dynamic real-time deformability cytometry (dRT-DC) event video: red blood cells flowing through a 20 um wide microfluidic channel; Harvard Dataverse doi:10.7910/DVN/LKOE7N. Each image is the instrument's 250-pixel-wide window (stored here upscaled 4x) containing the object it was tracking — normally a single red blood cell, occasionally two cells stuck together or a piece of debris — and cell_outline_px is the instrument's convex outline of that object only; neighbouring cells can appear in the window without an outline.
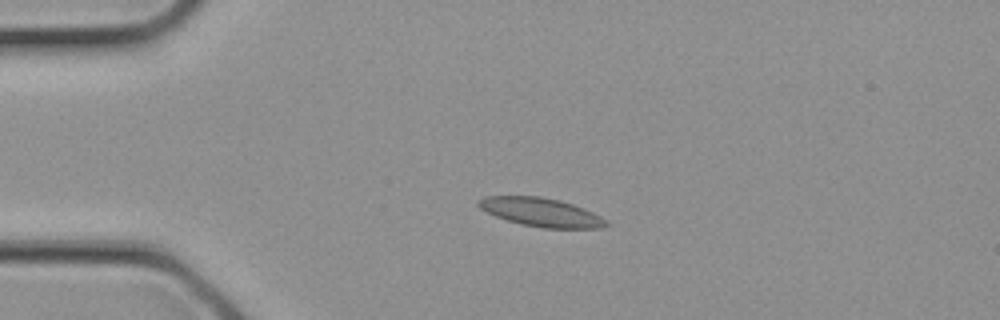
{"species": "common noctule bat (a hibernating species)", "species_latin": "Nyctalus noctula", "temperature_condition": "cold", "stored_images_in_passage": 15, "camera_frame_rate_fps": 3000, "um_per_image_px": 0.085, "animal": {"sex": "female", "body_mass_g": 21.9}, "frame": {"image": 1, "passage_image": 6, "time_ms": 1.667, "image_size_px": [1000, 320], "cell_outline_px": [[612, 224], [600, 228], [544, 228], [520, 224], [496, 216], [480, 208], [476, 204], [476, 200], [484, 196], [540, 196], [560, 200], [572, 204], [592, 212], [608, 220]], "centroid_in_image_um": [46.0, 18.04], "position_along_channel_um": 39.0, "area_um2": 21.33}}
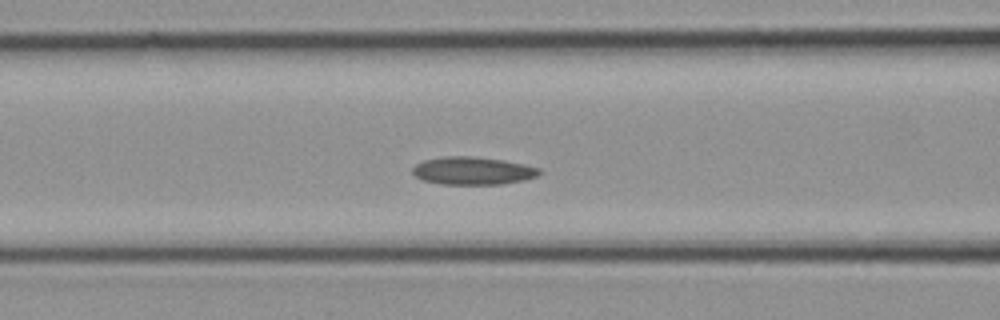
{"frame": {"image": 2, "passage_image": 11, "time_ms": 3.333, "image_size_px": [1000, 320], "cell_outline_px": [[544, 172], [536, 176], [524, 180], [500, 184], [440, 184], [424, 180], [416, 176], [412, 172], [412, 168], [416, 164], [424, 160], [444, 156], [476, 156], [504, 160], [524, 164], [540, 168]], "centroid_in_image_um": [40.21, 14.5], "position_along_channel_um": 126.4, "area_um2": 20.63}}
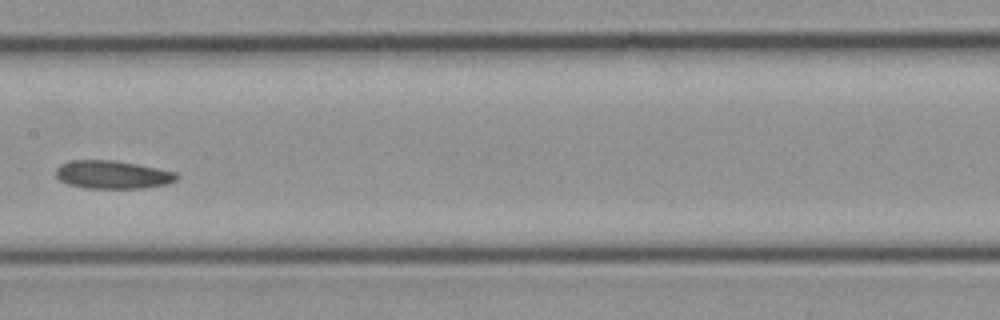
{"frame": {"image": 3, "passage_image": 14, "time_ms": 4.333, "image_size_px": [1000, 320], "cell_outline_px": [[180, 176], [176, 180], [168, 184], [140, 188], [84, 188], [68, 184], [60, 180], [56, 176], [56, 168], [60, 164], [72, 160], [116, 160], [176, 172]], "centroid_in_image_um": [9.56, 14.84], "position_along_channel_um": 197.8, "area_um2": 19.83}}